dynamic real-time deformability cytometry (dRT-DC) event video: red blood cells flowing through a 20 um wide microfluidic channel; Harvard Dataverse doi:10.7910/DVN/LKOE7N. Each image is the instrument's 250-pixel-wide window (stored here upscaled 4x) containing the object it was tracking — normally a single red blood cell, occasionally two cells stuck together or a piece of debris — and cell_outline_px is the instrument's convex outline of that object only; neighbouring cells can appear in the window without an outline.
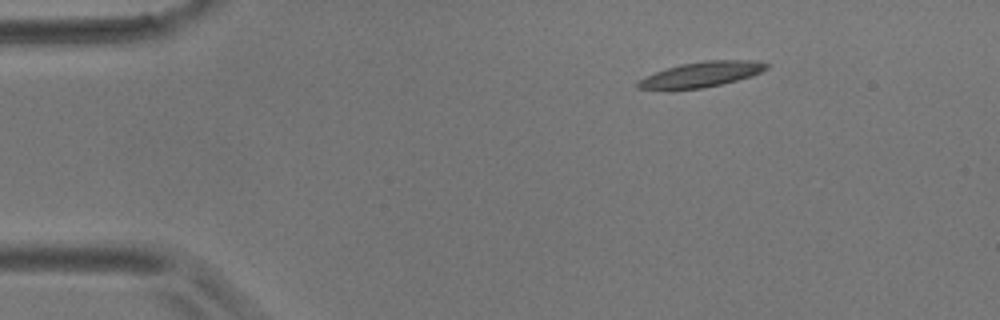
{"species": "common noctule bat (a hibernating species)", "species_latin": "Nyctalus noctula", "temperature_condition": "room temperature", "stored_images_in_passage": 11, "camera_frame_rate_fps": 3000, "um_per_image_px": 0.085, "animal": {"sex": "male", "body_mass_g": 17.9}, "frame": {"image": 1, "passage_image": 2, "time_ms": 2.0, "image_size_px": [1000, 320], "cell_outline_px": [[768, 68], [752, 76], [720, 84], [700, 88], [672, 92], [668, 92], [636, 88], [636, 84], [640, 80], [656, 72], [680, 64], [704, 60], [756, 60], [768, 64]], "centroid_in_image_um": [59.55, 6.36], "position_along_channel_um": 25.4, "area_um2": 19.31}}
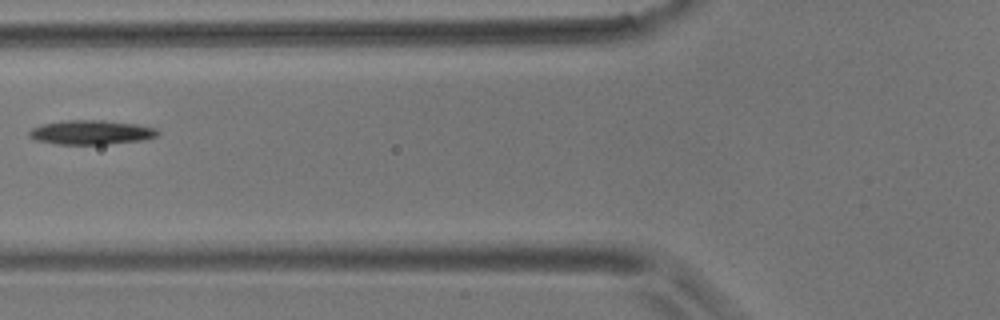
{"frame": {"image": 2, "passage_image": 6, "time_ms": 6.667, "image_size_px": [1000, 320], "cell_outline_px": [[160, 132], [156, 136], [144, 140], [108, 144], [56, 144], [36, 140], [28, 136], [28, 132], [32, 128], [44, 124], [64, 120], [104, 120], [140, 124], [156, 128]], "centroid_in_image_um": [7.78, 11.24], "position_along_channel_um": 118.0, "area_um2": 18.32}}
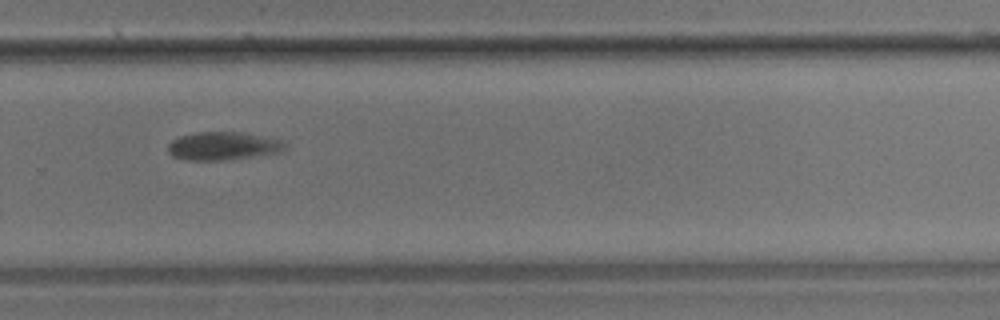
{"frame": {"image": 3, "passage_image": 11, "time_ms": 12.333, "image_size_px": [1000, 320], "cell_outline_px": [[288, 148], [280, 152], [252, 156], [220, 160], [188, 160], [172, 156], [168, 152], [168, 144], [172, 140], [180, 136], [196, 132], [244, 132], [280, 140]], "centroid_in_image_um": [18.93, 12.4], "position_along_channel_um": 310.9, "area_um2": 19.02}}